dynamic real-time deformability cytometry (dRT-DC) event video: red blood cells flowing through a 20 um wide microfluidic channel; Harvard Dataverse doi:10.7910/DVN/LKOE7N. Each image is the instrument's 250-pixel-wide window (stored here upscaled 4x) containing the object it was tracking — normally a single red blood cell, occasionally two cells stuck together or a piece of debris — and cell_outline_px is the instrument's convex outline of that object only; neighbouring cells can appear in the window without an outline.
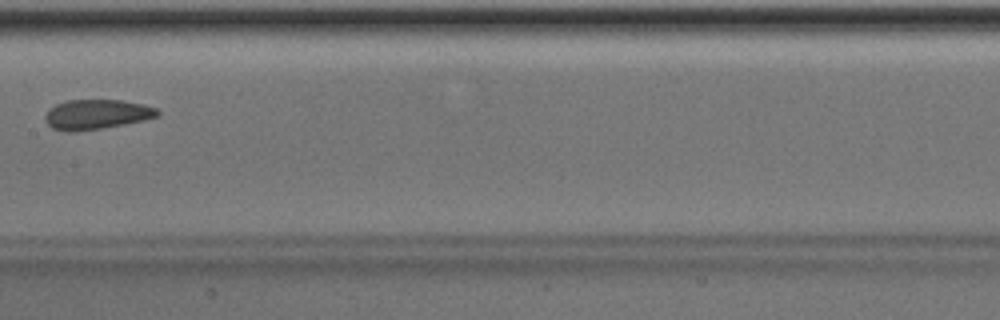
{"species": "Egyptian fruit bat (a non-hibernating species)", "species_latin": "Rousettus aegyptiacus", "temperature_condition": "room temperature", "stored_images_in_passage": 5, "camera_frame_rate_fps": 3000, "um_per_image_px": 0.085, "animal": {"sex": "male"}, "frame": {"image": 1, "passage_image": 5, "time_ms": 4.667, "image_size_px": [1000, 320], "cell_outline_px": [[160, 112], [156, 116], [144, 120], [124, 124], [100, 128], [72, 132], [64, 132], [52, 128], [44, 120], [44, 116], [48, 108], [56, 104], [68, 100], [124, 100], [144, 104], [156, 108]], "centroid_in_image_um": [8.17, 9.72], "position_along_channel_um": 199.2, "area_um2": 19.59}}